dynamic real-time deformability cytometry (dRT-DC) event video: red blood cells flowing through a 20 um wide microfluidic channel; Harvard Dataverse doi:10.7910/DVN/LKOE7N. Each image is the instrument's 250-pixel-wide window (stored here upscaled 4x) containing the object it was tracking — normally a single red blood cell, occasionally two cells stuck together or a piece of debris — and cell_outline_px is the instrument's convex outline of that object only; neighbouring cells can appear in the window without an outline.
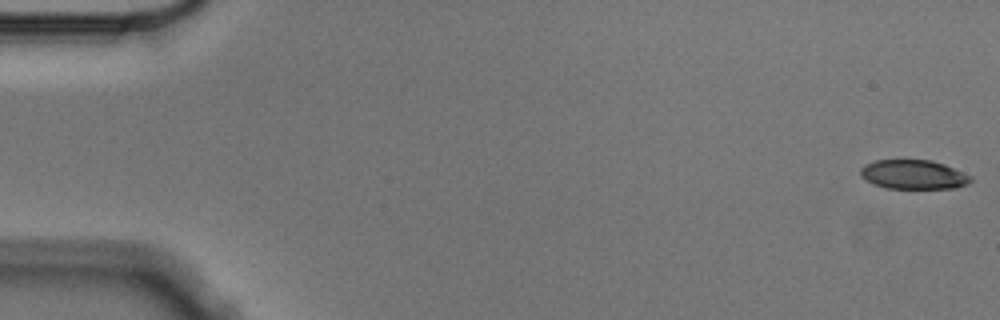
{"species": "Egyptian fruit bat (a non-hibernating species)", "species_latin": "Rousettus aegyptiacus", "temperature_condition": "cold", "stored_images_in_passage": 5, "segment_of_instrument_passage": [1, 2], "camera_frame_rate_fps": 3000, "um_per_image_px": 0.085, "animal": {"sex": "male"}, "frame": {"image": 1, "passage_image": 1, "time_ms": 0.0, "image_size_px": [1000, 320], "cell_outline_px": [[972, 180], [968, 184], [956, 188], [884, 188], [872, 184], [860, 176], [860, 168], [864, 164], [876, 160], [932, 160], [944, 164], [972, 176]], "centroid_in_image_um": [77.62, 14.84], "position_along_channel_um": 7.4, "area_um2": 18.9}}
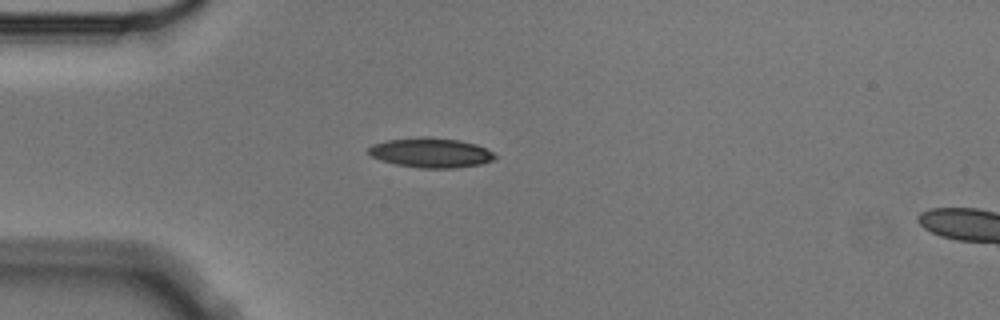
{"frame": {"image": 2, "passage_image": 4, "time_ms": 1.0, "image_size_px": [1000, 320], "cell_outline_px": [[496, 156], [492, 160], [480, 164], [456, 168], [420, 168], [396, 164], [380, 160], [372, 156], [368, 152], [368, 148], [372, 144], [388, 140], [424, 136], [428, 136], [460, 140], [476, 144], [492, 152]], "centroid_in_image_um": [36.6, 12.97], "position_along_channel_um": 48.4, "area_um2": 21.85}}